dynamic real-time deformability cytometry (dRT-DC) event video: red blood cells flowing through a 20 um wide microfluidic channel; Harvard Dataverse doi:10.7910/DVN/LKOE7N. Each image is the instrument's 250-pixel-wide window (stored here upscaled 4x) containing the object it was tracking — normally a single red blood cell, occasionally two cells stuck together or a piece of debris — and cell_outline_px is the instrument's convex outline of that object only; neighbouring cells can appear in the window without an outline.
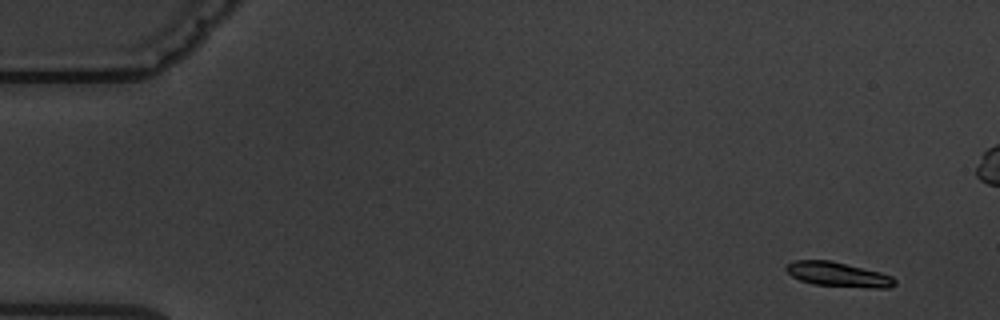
{"species": "common noctule bat (a hibernating species)", "species_latin": "Nyctalus noctula", "temperature_condition": "warm", "stored_images_in_passage": 5, "camera_frame_rate_fps": 3000, "um_per_image_px": 0.085, "animal": {"sex": "male", "body_mass_g": 19.5, "forearm_length_mm": 54.6}, "frame": {"image": 1, "passage_image": 1, "time_ms": 0.0, "image_size_px": [1000, 320], "cell_outline_px": [[896, 284], [888, 288], [872, 288], [812, 284], [800, 280], [792, 276], [784, 268], [788, 264], [796, 260], [832, 260], [880, 272], [892, 276], [896, 280]], "centroid_in_image_um": [71.26, 23.33], "position_along_channel_um": 13.7, "area_um2": 15.55}}